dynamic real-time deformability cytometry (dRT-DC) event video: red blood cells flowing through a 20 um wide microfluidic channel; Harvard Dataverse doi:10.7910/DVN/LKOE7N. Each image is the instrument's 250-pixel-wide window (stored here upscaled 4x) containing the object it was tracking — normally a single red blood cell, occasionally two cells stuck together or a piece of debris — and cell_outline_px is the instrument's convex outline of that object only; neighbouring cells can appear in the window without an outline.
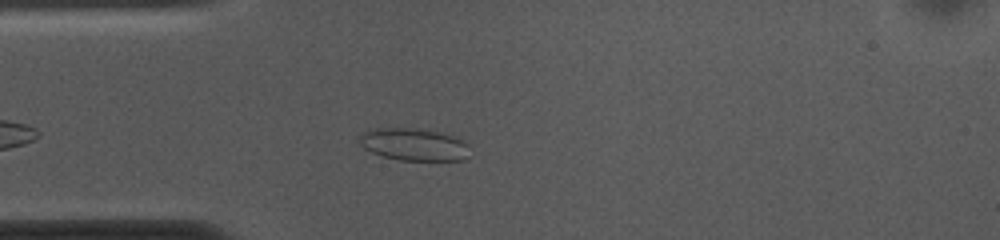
{"species": "common noctule bat (a hibernating species)", "species_latin": "Nyctalus noctula", "temperature_condition": "cold", "stored_images_in_passage": 47, "camera_frame_rate_fps": 3000, "um_per_image_px": 0.085, "animal": {"sex": "female", "body_mass_g": 10.0, "forearm_length_mm": 53.1}, "frame": {"image": 1, "passage_image": 7, "time_ms": 2.0, "image_size_px": [1000, 240], "cell_outline_px": [[472, 156], [464, 160], [400, 160], [384, 156], [372, 152], [364, 148], [360, 144], [360, 136], [364, 132], [376, 128], [416, 128], [440, 132], [464, 140], [468, 144]], "centroid_in_image_um": [35.26, 12.28], "position_along_channel_um": 49.7, "area_um2": 20.92}}
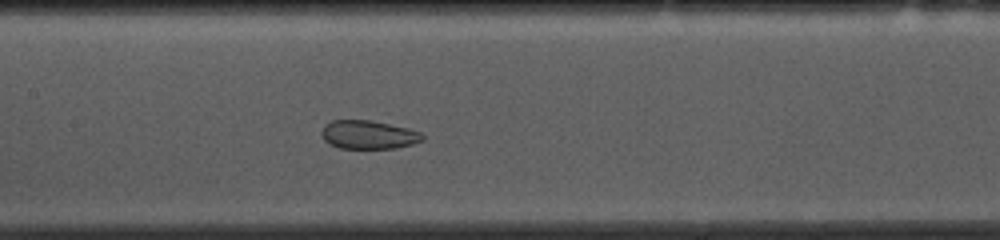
{"frame": {"image": 2, "passage_image": 18, "time_ms": 5.667, "image_size_px": [1000, 240], "cell_outline_px": [[424, 140], [412, 144], [396, 148], [340, 148], [328, 144], [324, 140], [320, 132], [324, 124], [332, 120], [372, 120], [408, 128], [420, 132], [424, 136]], "centroid_in_image_um": [31.29, 11.44], "position_along_channel_um": 176.1, "area_um2": 16.94}}
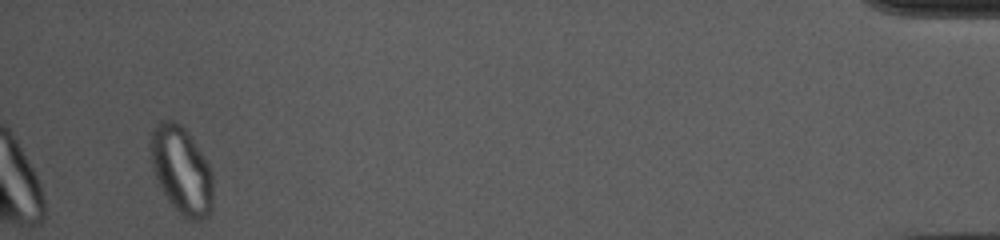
{"frame": {"image": 3, "passage_image": 45, "time_ms": 14.667, "image_size_px": [1000, 240], "cell_outline_px": [[212, 212], [208, 216], [200, 220], [188, 220], [168, 200], [152, 168], [148, 144], [152, 132], [156, 124], [160, 120], [176, 120], [188, 132], [212, 168]], "centroid_in_image_um": [15.43, 14.43], "position_along_channel_um": 419.8, "area_um2": 31.96}}